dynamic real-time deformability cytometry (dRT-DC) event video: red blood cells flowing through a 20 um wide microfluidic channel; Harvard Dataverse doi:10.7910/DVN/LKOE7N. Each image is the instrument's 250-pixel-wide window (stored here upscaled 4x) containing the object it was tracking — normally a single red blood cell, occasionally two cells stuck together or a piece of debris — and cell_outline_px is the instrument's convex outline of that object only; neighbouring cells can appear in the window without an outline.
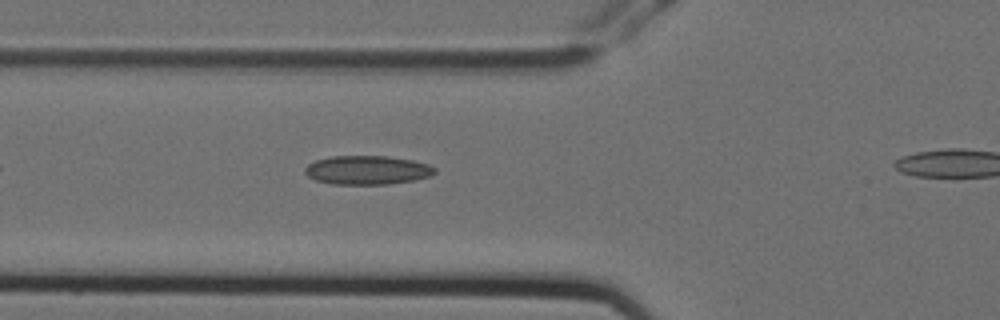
{"species": "Egyptian fruit bat (a non-hibernating species)", "species_latin": "Rousettus aegyptiacus", "temperature_condition": "cold", "stored_images_in_passage": 5, "camera_frame_rate_fps": 3000, "um_per_image_px": 0.085, "animal": {"sex": "female"}, "frame": {"image": 1, "passage_image": 4, "time_ms": 1.0, "image_size_px": [1000, 320], "cell_outline_px": [[436, 172], [432, 176], [416, 180], [388, 184], [332, 184], [316, 180], [308, 176], [304, 172], [304, 168], [308, 164], [316, 160], [332, 156], [388, 156], [412, 160], [428, 164], [436, 168]], "centroid_in_image_um": [31.24, 14.46], "position_along_channel_um": 94.6, "area_um2": 21.96}}